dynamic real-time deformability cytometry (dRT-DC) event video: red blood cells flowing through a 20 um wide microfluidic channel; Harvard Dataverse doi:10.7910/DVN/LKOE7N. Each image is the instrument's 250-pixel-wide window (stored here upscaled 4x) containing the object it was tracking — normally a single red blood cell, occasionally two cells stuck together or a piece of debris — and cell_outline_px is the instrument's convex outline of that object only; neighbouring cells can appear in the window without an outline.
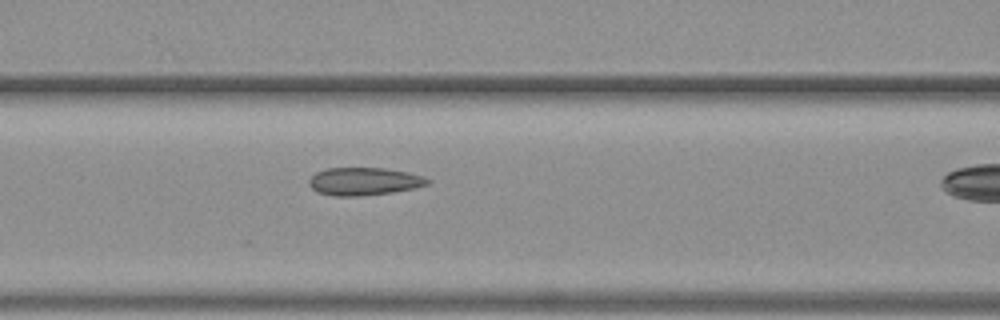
{"species": "common noctule bat (a hibernating species)", "species_latin": "Nyctalus noctula", "temperature_condition": "warm", "stored_images_in_passage": 18, "camera_frame_rate_fps": 3000, "um_per_image_px": 0.085, "animal": {"sex": "female", "body_mass_g": 19.3, "forearm_length_mm": 54.1}, "frame": {"image": 1, "passage_image": 11, "time_ms": 3.333, "image_size_px": [1000, 320], "cell_outline_px": [[432, 180], [428, 184], [412, 188], [392, 192], [360, 196], [336, 196], [316, 192], [308, 184], [308, 180], [316, 172], [328, 168], [384, 168], [424, 176]], "centroid_in_image_um": [30.91, 15.42], "position_along_channel_um": 135.7, "area_um2": 19.07}}
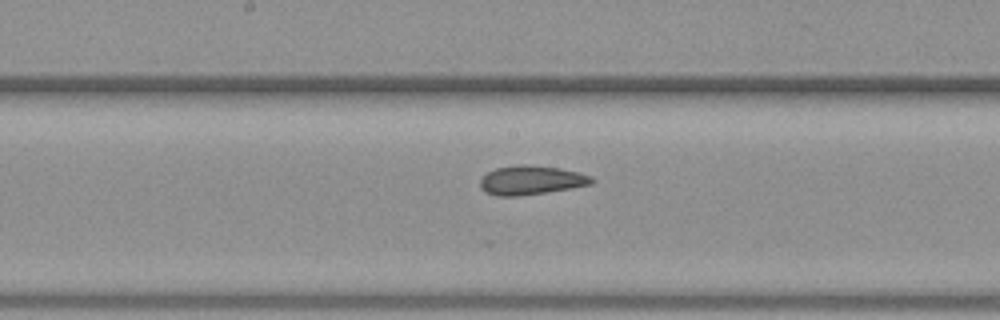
{"frame": {"image": 2, "passage_image": 16, "time_ms": 5.0, "image_size_px": [1000, 320], "cell_outline_px": [[596, 180], [592, 184], [572, 188], [520, 196], [496, 196], [484, 192], [480, 188], [480, 180], [488, 172], [496, 168], [516, 164], [528, 164], [560, 168], [592, 176]], "centroid_in_image_um": [45.14, 15.31], "position_along_channel_um": 203.1, "area_um2": 19.07}}